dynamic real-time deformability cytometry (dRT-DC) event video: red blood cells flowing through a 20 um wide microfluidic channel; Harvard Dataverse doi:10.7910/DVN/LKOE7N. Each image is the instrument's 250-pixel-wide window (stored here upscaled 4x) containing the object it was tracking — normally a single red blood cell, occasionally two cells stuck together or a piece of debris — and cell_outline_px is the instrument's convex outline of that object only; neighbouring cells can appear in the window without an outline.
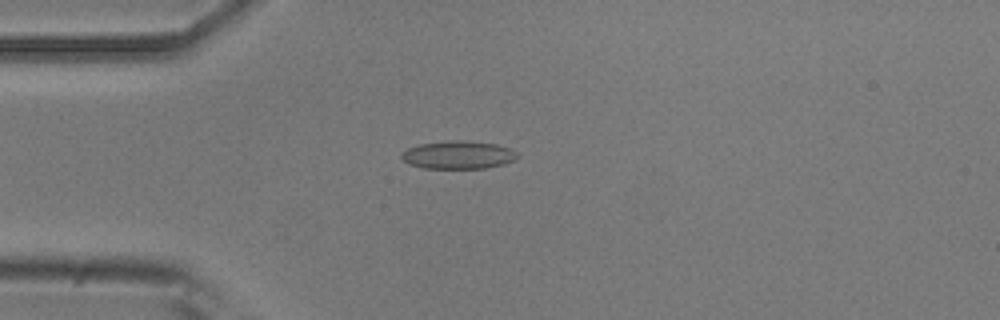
{"species": "common noctule bat (a hibernating species)", "species_latin": "Nyctalus noctula", "temperature_condition": "room temperature", "stored_images_in_passage": 14, "camera_frame_rate_fps": 3000, "um_per_image_px": 0.085, "animal": {"sex": "male", "body_mass_g": 20.5, "forearm_length_mm": 52.5}, "frame": {"image": 1, "passage_image": 8, "time_ms": 2.333, "image_size_px": [1000, 320], "cell_outline_px": [[520, 156], [504, 164], [484, 168], [424, 168], [408, 164], [400, 156], [400, 152], [408, 148], [420, 144], [452, 140], [460, 140], [496, 144], [512, 148]], "centroid_in_image_um": [38.94, 13.16], "position_along_channel_um": 46.1, "area_um2": 18.9}}
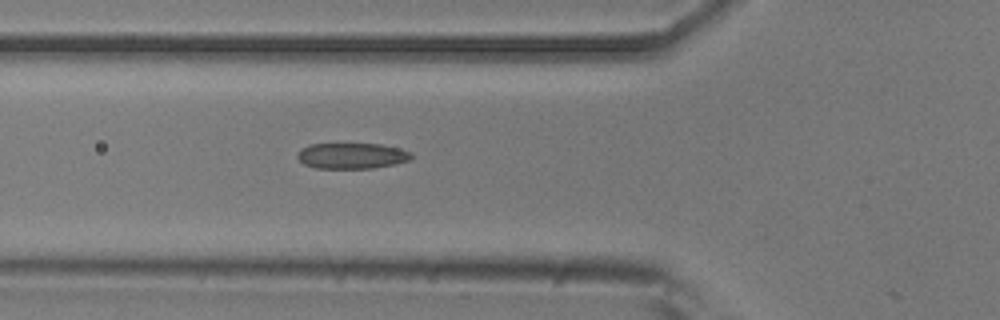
{"frame": {"image": 2, "passage_image": 13, "time_ms": 4.0, "image_size_px": [1000, 320], "cell_outline_px": [[412, 160], [396, 164], [372, 168], [316, 168], [304, 164], [296, 156], [300, 148], [312, 144], [380, 144], [400, 148], [412, 152]], "centroid_in_image_um": [29.94, 13.24], "position_along_channel_um": 95.9, "area_um2": 17.22}}